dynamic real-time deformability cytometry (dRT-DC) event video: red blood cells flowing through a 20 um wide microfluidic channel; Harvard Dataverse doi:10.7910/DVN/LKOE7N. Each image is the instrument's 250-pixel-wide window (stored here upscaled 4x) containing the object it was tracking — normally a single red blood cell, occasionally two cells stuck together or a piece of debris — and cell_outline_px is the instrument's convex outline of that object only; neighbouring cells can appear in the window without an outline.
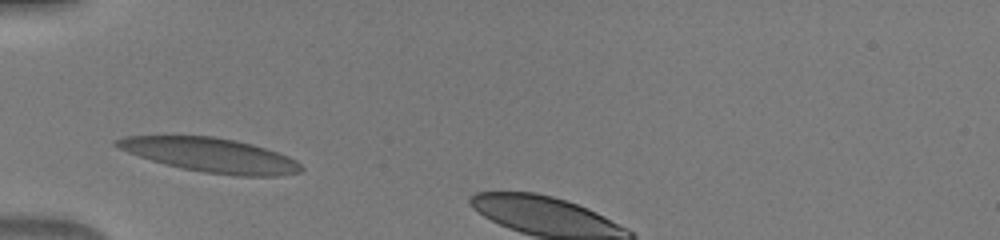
{"species": "human", "species_latin": "Homo sapiens", "temperature_condition": "warm", "stored_images_in_passage": 4, "camera_frame_rate_fps": 3000, "um_per_image_px": 0.085, "donor": {"sex": "male"}, "frame": {"image": 1, "passage_image": 1, "time_ms": 0.0, "image_size_px": [1000, 240], "cell_outline_px": [[304, 168], [300, 172], [280, 176], [236, 176], [204, 172], [164, 164], [128, 152], [112, 144], [112, 140], [124, 136], [212, 136], [236, 140], [252, 144], [288, 156], [296, 160]], "centroid_in_image_um": [17.91, 13.18], "position_along_channel_um": 67.1, "area_um2": 36.59}}